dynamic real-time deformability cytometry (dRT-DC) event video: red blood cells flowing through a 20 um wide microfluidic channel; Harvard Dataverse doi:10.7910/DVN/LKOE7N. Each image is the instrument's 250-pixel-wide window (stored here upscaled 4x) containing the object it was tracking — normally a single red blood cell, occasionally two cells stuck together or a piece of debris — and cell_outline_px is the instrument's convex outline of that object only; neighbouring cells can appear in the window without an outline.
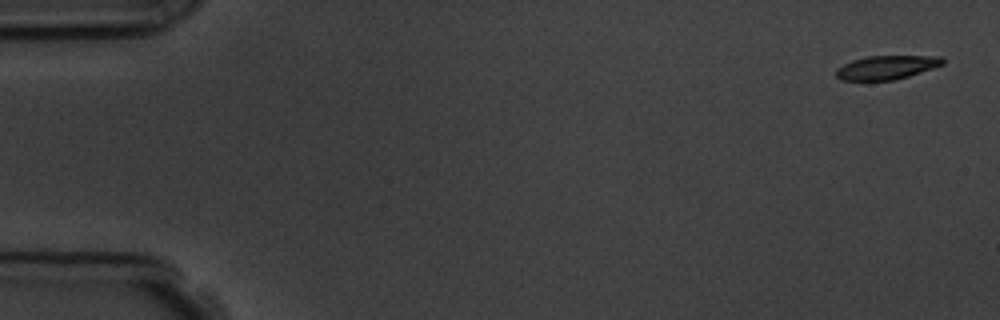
{"species": "common noctule bat (a hibernating species)", "species_latin": "Nyctalus noctula", "temperature_condition": "room temperature", "stored_images_in_passage": 6, "camera_frame_rate_fps": 3000, "um_per_image_px": 0.085, "animal": {"sex": "male", "body_mass_g": 19.5, "forearm_length_mm": 54.6}, "frame": {"image": 1, "passage_image": 1, "time_ms": 0.0, "image_size_px": [1000, 320], "cell_outline_px": [[944, 64], [908, 76], [892, 80], [840, 80], [836, 76], [836, 68], [852, 60], [868, 56], [940, 56], [944, 60]], "centroid_in_image_um": [75.33, 5.72], "position_along_channel_um": 9.7, "area_um2": 14.62}}